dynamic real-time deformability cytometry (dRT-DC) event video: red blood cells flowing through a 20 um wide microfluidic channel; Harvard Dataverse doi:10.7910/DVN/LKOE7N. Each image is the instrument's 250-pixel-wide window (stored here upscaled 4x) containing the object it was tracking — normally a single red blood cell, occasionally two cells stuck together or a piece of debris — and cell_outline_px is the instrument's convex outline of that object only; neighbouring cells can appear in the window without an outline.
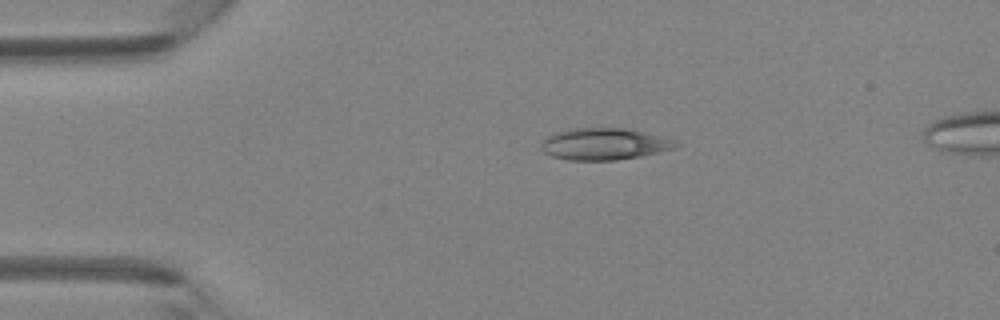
{"species": "Egyptian fruit bat (a non-hibernating species)", "species_latin": "Rousettus aegyptiacus", "temperature_condition": "room temperature", "stored_images_in_passage": 2, "camera_frame_rate_fps": 3000, "um_per_image_px": 0.085, "animal": {"sex": "female"}, "frame": {"image": 1, "passage_image": 1, "time_ms": 0.0, "image_size_px": [1000, 320], "cell_outline_px": [[680, 144], [676, 148], [640, 156], [616, 160], [568, 160], [552, 156], [544, 152], [540, 148], [540, 144], [548, 136], [572, 128], [624, 128], [660, 136], [672, 140]], "centroid_in_image_um": [51.34, 12.25], "position_along_channel_um": 33.7, "area_um2": 24.57}}